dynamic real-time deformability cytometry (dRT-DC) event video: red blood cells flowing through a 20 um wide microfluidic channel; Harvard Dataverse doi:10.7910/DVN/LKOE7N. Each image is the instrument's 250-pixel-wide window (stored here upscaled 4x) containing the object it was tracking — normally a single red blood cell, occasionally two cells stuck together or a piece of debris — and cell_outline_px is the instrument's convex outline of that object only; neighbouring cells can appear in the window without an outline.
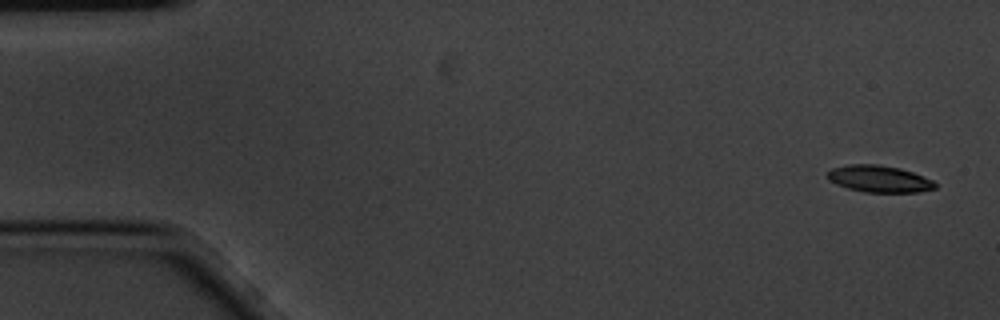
{"species": "common noctule bat (a hibernating species)", "species_latin": "Nyctalus noctula", "temperature_condition": "cold", "stored_images_in_passage": 6, "segment_of_instrument_passage": [1, 2], "camera_frame_rate_fps": 3000, "um_per_image_px": 0.085, "animal": {"sex": "male", "body_mass_g": 20.1, "forearm_length_mm": 53.5}, "frame": {"image": 1, "passage_image": 1, "time_ms": 0.0, "image_size_px": [1000, 320], "cell_outline_px": [[936, 188], [920, 192], [864, 192], [848, 188], [836, 184], [828, 180], [828, 172], [832, 168], [848, 164], [876, 164], [900, 168], [924, 176], [932, 180], [936, 184]], "centroid_in_image_um": [74.73, 15.2], "position_along_channel_um": 10.3, "area_um2": 16.82}}
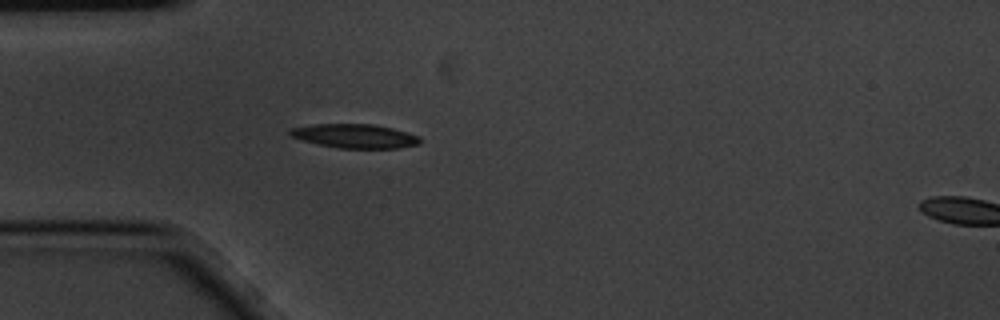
{"frame": {"image": 2, "passage_image": 5, "time_ms": 1.333, "image_size_px": [1000, 320], "cell_outline_px": [[420, 144], [400, 148], [340, 148], [320, 144], [304, 140], [292, 136], [288, 132], [292, 128], [312, 124], [372, 124], [392, 128], [420, 136]], "centroid_in_image_um": [30.21, 11.56], "position_along_channel_um": 54.8, "area_um2": 17.98}}